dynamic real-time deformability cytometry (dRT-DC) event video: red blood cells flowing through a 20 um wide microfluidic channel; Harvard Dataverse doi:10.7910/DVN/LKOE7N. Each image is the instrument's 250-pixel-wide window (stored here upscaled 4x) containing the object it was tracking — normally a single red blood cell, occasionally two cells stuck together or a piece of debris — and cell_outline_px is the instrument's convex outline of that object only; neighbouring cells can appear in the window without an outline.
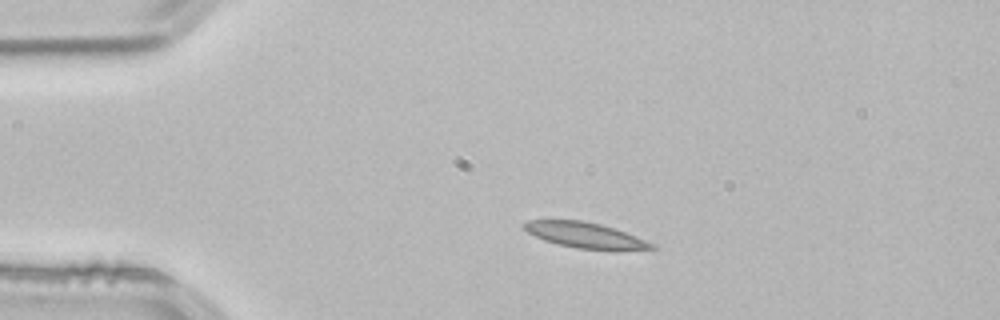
{"species": "common noctule bat (a hibernating species)", "species_latin": "Nyctalus noctula", "temperature_condition": "room temperature", "stored_images_in_passage": 43, "camera_frame_rate_fps": 3000, "um_per_image_px": 0.085, "animal": {"sex": "male", "body_mass_g": 21.5, "forearm_length_mm": 52.0}, "frame": {"image": 1, "passage_image": 1, "time_ms": 0.0, "image_size_px": [1000, 320], "cell_outline_px": [[656, 248], [576, 248], [556, 244], [544, 240], [528, 232], [524, 228], [524, 224], [528, 220], [584, 220], [600, 224], [624, 232], [656, 244]], "centroid_in_image_um": [49.65, 19.95], "position_along_channel_um": 35.4, "area_um2": 18.15}}
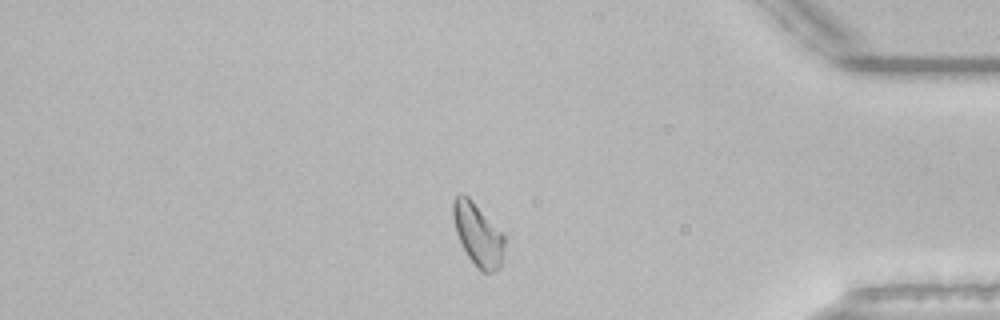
{"frame": {"image": 2, "passage_image": 35, "time_ms": 11.333, "image_size_px": [1000, 320], "cell_outline_px": [[504, 244], [500, 268], [496, 272], [480, 272], [476, 268], [468, 256], [456, 232], [452, 216], [452, 200], [460, 192], [464, 192], [472, 200], [504, 236]], "centroid_in_image_um": [40.59, 19.93], "position_along_channel_um": 394.6, "area_um2": 18.61}}
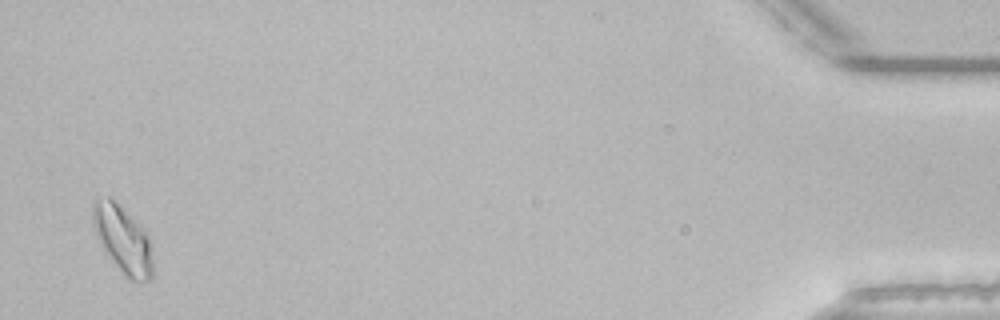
{"frame": {"image": 3, "passage_image": 42, "time_ms": 13.667, "image_size_px": [1000, 320], "cell_outline_px": [[152, 280], [128, 280], [120, 272], [104, 252], [92, 228], [92, 200], [108, 196], [144, 232], [152, 248]], "centroid_in_image_um": [10.37, 20.41], "position_along_channel_um": 424.8, "area_um2": 23.18}, "authors_computed_cell_mechanics": {"area_um2": 18.496, "velocity_mm_per_s": 3.792, "shape_relaxation_time_tau1_ms": 6.2043, "shape_relaxation_time_tau2_ms": 3.4343, "deformation_change_tau1": 0.1352, "deformation_change_tau2": 0.0827}}